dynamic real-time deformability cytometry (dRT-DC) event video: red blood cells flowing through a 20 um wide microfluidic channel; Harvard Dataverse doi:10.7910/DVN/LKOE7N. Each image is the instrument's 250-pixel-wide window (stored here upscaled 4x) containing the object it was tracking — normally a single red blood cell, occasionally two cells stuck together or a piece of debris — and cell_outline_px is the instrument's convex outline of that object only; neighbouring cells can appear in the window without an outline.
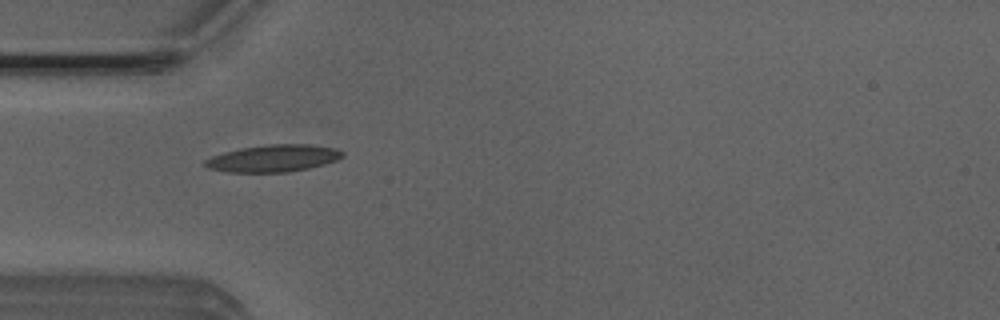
{"species": "Egyptian fruit bat (a non-hibernating species)", "species_latin": "Rousettus aegyptiacus", "temperature_condition": "room temperature", "stored_images_in_passage": 4, "camera_frame_rate_fps": 3000, "um_per_image_px": 0.085, "animal": {"sex": "male"}, "frame": {"image": 1, "passage_image": 4, "time_ms": 1.0, "image_size_px": [1000, 320], "cell_outline_px": [[344, 156], [336, 160], [324, 164], [308, 168], [288, 172], [228, 172], [208, 168], [200, 164], [204, 160], [212, 156], [224, 152], [240, 148], [268, 144], [308, 144], [336, 148], [344, 152]], "centroid_in_image_um": [23.21, 13.45], "position_along_channel_um": 61.8, "area_um2": 21.79}}